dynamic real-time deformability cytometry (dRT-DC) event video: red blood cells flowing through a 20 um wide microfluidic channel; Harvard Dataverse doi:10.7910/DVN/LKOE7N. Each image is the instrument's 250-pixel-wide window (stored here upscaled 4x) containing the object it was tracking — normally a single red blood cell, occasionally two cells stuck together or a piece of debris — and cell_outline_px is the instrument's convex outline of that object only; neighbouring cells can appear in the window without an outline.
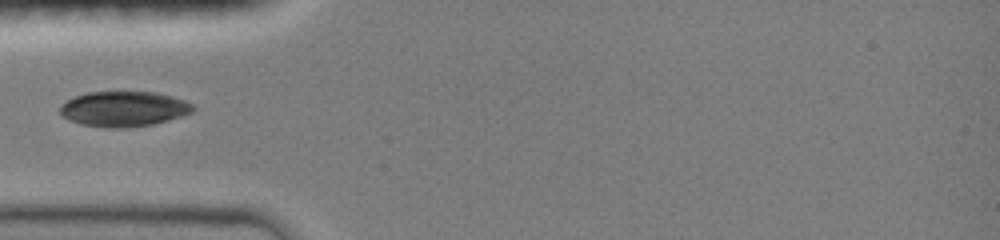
{"species": "common noctule bat (a hibernating species)", "species_latin": "Nyctalus noctula", "temperature_condition": "room temperature", "stored_images_in_passage": 8, "camera_frame_rate_fps": 3000, "um_per_image_px": 0.085, "animal": {"sex": "female", "body_mass_g": 19.0, "forearm_length_mm": 51.5}, "frame": {"image": 1, "passage_image": 1, "time_ms": 0.0, "image_size_px": [1000, 240], "cell_outline_px": [[196, 108], [192, 112], [168, 120], [152, 124], [124, 128], [108, 128], [80, 124], [68, 120], [60, 116], [60, 108], [68, 100], [76, 96], [88, 92], [156, 92], [172, 96], [184, 100], [192, 104]], "centroid_in_image_um": [10.51, 9.26], "position_along_channel_um": 74.5, "area_um2": 27.22}}
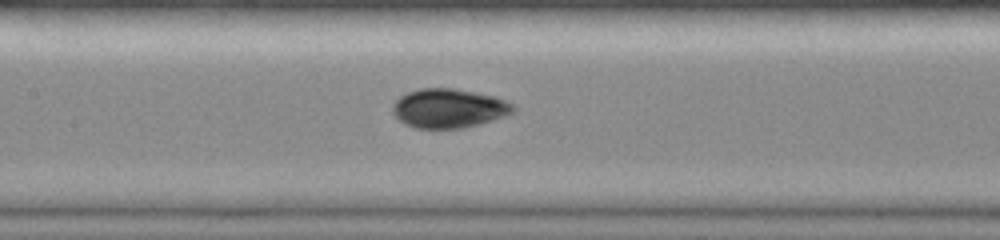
{"frame": {"image": 2, "passage_image": 5, "time_ms": 2.333, "image_size_px": [1000, 240], "cell_outline_px": [[516, 112], [480, 124], [464, 128], [416, 128], [404, 124], [392, 112], [392, 104], [400, 96], [408, 92], [420, 88], [456, 88], [496, 96], [512, 104], [516, 108]], "centroid_in_image_um": [38.16, 9.2], "position_along_channel_um": 169.2, "area_um2": 27.69}}
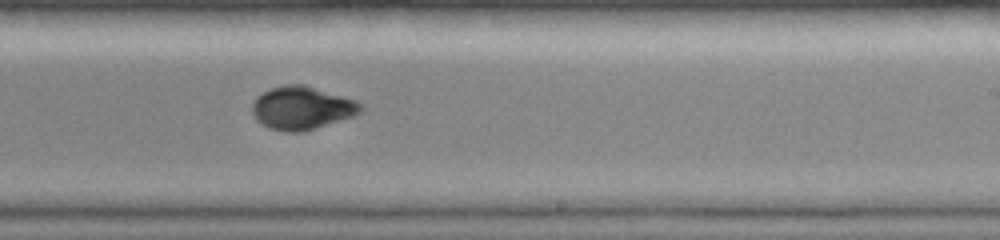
{"frame": {"image": 3, "passage_image": 8, "time_ms": 4.667, "image_size_px": [1000, 240], "cell_outline_px": [[364, 108], [360, 112], [352, 116], [304, 132], [284, 132], [268, 128], [256, 120], [252, 112], [252, 104], [264, 92], [272, 88], [288, 84], [304, 84], [356, 100], [364, 104]], "centroid_in_image_um": [25.68, 9.19], "position_along_channel_um": 263.3, "area_um2": 27.17}}